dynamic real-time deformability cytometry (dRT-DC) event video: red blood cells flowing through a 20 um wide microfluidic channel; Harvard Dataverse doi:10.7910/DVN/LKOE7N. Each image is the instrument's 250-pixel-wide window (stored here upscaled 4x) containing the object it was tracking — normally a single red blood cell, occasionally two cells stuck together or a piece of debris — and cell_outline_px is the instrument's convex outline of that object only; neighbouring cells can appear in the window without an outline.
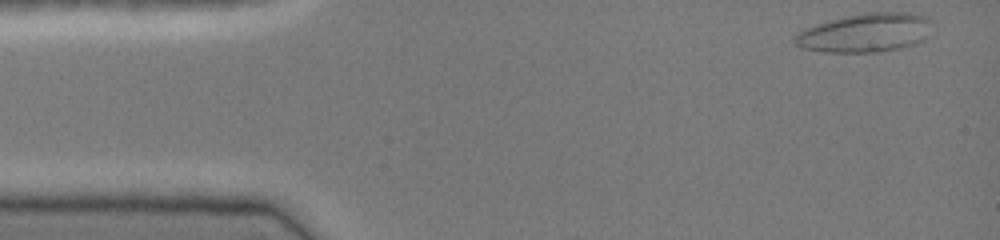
{"species": "common noctule bat (a hibernating species)", "species_latin": "Nyctalus noctula", "temperature_condition": "cold", "stored_images_in_passage": 41, "camera_frame_rate_fps": 3000, "um_per_image_px": 0.085, "animal": {"sex": "female", "body_mass_g": 19.0, "forearm_length_mm": 51.5}, "frame": {"image": 1, "passage_image": 1, "time_ms": 0.0, "image_size_px": [1000, 240], "cell_outline_px": [[932, 20], [928, 36], [924, 40], [916, 44], [900, 48], [876, 52], [824, 52], [800, 48], [792, 40], [800, 32], [816, 24], [828, 20], [868, 12], [908, 12], [928, 16]], "centroid_in_image_um": [73.6, 2.78], "position_along_channel_um": 11.4, "area_um2": 31.21}}
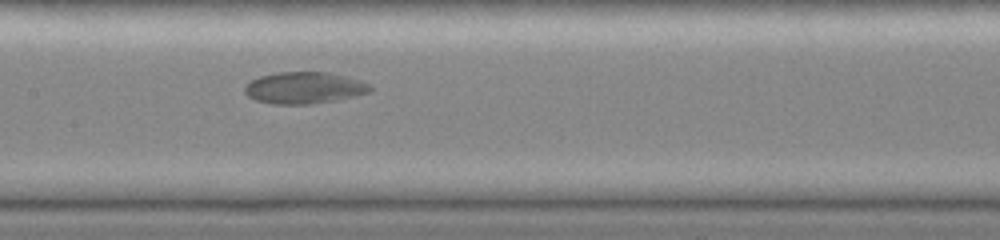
{"frame": {"image": 2, "passage_image": 21, "time_ms": 6.667, "image_size_px": [1000, 240], "cell_outline_px": [[372, 92], [336, 100], [312, 104], [272, 104], [256, 100], [248, 96], [244, 92], [244, 88], [252, 80], [260, 76], [276, 72], [328, 72], [360, 80], [372, 84]], "centroid_in_image_um": [25.89, 7.47], "position_along_channel_um": 181.5, "area_um2": 23.24}}
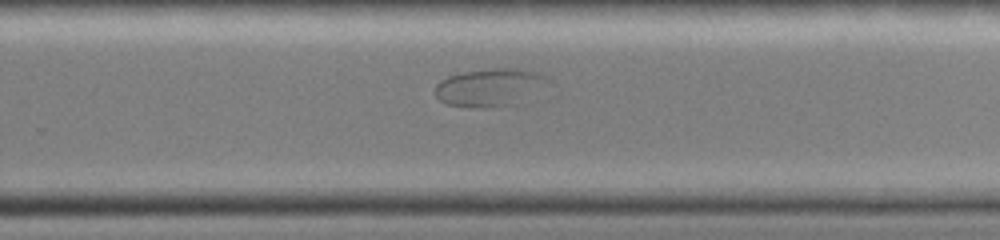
{"frame": {"image": 3, "passage_image": 29, "time_ms": 9.333, "image_size_px": [1000, 240], "cell_outline_px": [[552, 84], [508, 104], [484, 108], [480, 108], [448, 104], [440, 100], [436, 96], [436, 84], [440, 80], [448, 76], [464, 72], [496, 68], [516, 68], [536, 72], [552, 80]], "centroid_in_image_um": [41.62, 7.4], "position_along_channel_um": 288.2, "area_um2": 24.28}}